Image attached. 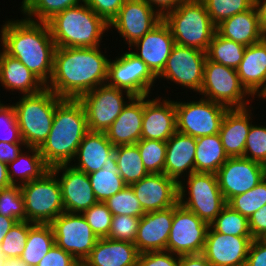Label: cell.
I'll return each instance as SVG.
<instances>
[{"instance_id": "obj_1", "label": "cell", "mask_w": 266, "mask_h": 266, "mask_svg": "<svg viewBox=\"0 0 266 266\" xmlns=\"http://www.w3.org/2000/svg\"><path fill=\"white\" fill-rule=\"evenodd\" d=\"M98 47H56L53 72L47 84L61 98L78 99L107 82L110 59Z\"/></svg>"}, {"instance_id": "obj_2", "label": "cell", "mask_w": 266, "mask_h": 266, "mask_svg": "<svg viewBox=\"0 0 266 266\" xmlns=\"http://www.w3.org/2000/svg\"><path fill=\"white\" fill-rule=\"evenodd\" d=\"M13 20L9 19L1 25L0 42L4 51L23 63L47 86L51 80L56 50L48 23L24 16Z\"/></svg>"}, {"instance_id": "obj_3", "label": "cell", "mask_w": 266, "mask_h": 266, "mask_svg": "<svg viewBox=\"0 0 266 266\" xmlns=\"http://www.w3.org/2000/svg\"><path fill=\"white\" fill-rule=\"evenodd\" d=\"M88 131L82 103L78 99L63 98L56 105L51 131L39 148L44 162L50 168L70 164Z\"/></svg>"}, {"instance_id": "obj_4", "label": "cell", "mask_w": 266, "mask_h": 266, "mask_svg": "<svg viewBox=\"0 0 266 266\" xmlns=\"http://www.w3.org/2000/svg\"><path fill=\"white\" fill-rule=\"evenodd\" d=\"M56 47L88 48L101 46L109 24L85 2L65 9L48 22Z\"/></svg>"}, {"instance_id": "obj_5", "label": "cell", "mask_w": 266, "mask_h": 266, "mask_svg": "<svg viewBox=\"0 0 266 266\" xmlns=\"http://www.w3.org/2000/svg\"><path fill=\"white\" fill-rule=\"evenodd\" d=\"M13 106L20 135L27 147L40 148L51 131L56 105L63 99L47 87L22 95Z\"/></svg>"}, {"instance_id": "obj_6", "label": "cell", "mask_w": 266, "mask_h": 266, "mask_svg": "<svg viewBox=\"0 0 266 266\" xmlns=\"http://www.w3.org/2000/svg\"><path fill=\"white\" fill-rule=\"evenodd\" d=\"M162 19L169 27L175 44L203 52L207 51L217 31L201 0H184Z\"/></svg>"}, {"instance_id": "obj_7", "label": "cell", "mask_w": 266, "mask_h": 266, "mask_svg": "<svg viewBox=\"0 0 266 266\" xmlns=\"http://www.w3.org/2000/svg\"><path fill=\"white\" fill-rule=\"evenodd\" d=\"M178 203L209 225L227 204L216 174L204 172H193L182 178L178 183Z\"/></svg>"}, {"instance_id": "obj_8", "label": "cell", "mask_w": 266, "mask_h": 266, "mask_svg": "<svg viewBox=\"0 0 266 266\" xmlns=\"http://www.w3.org/2000/svg\"><path fill=\"white\" fill-rule=\"evenodd\" d=\"M20 189L24 198L26 221L50 224L65 212L61 187L51 169L41 178L21 185Z\"/></svg>"}, {"instance_id": "obj_9", "label": "cell", "mask_w": 266, "mask_h": 266, "mask_svg": "<svg viewBox=\"0 0 266 266\" xmlns=\"http://www.w3.org/2000/svg\"><path fill=\"white\" fill-rule=\"evenodd\" d=\"M199 93L203 98L229 109L248 107L250 99H254L242 85L236 69L208 59L204 65L203 82Z\"/></svg>"}, {"instance_id": "obj_10", "label": "cell", "mask_w": 266, "mask_h": 266, "mask_svg": "<svg viewBox=\"0 0 266 266\" xmlns=\"http://www.w3.org/2000/svg\"><path fill=\"white\" fill-rule=\"evenodd\" d=\"M177 132L199 138L218 134L226 106L201 97L198 101H175Z\"/></svg>"}, {"instance_id": "obj_11", "label": "cell", "mask_w": 266, "mask_h": 266, "mask_svg": "<svg viewBox=\"0 0 266 266\" xmlns=\"http://www.w3.org/2000/svg\"><path fill=\"white\" fill-rule=\"evenodd\" d=\"M133 97L128 91L107 83L81 95L78 100L84 107L88 130L106 132Z\"/></svg>"}, {"instance_id": "obj_12", "label": "cell", "mask_w": 266, "mask_h": 266, "mask_svg": "<svg viewBox=\"0 0 266 266\" xmlns=\"http://www.w3.org/2000/svg\"><path fill=\"white\" fill-rule=\"evenodd\" d=\"M128 50L114 60L110 58L106 83L126 90L133 96L150 95L157 77L140 58Z\"/></svg>"}, {"instance_id": "obj_13", "label": "cell", "mask_w": 266, "mask_h": 266, "mask_svg": "<svg viewBox=\"0 0 266 266\" xmlns=\"http://www.w3.org/2000/svg\"><path fill=\"white\" fill-rule=\"evenodd\" d=\"M208 227L207 222L177 203L166 251L178 256L202 254Z\"/></svg>"}, {"instance_id": "obj_14", "label": "cell", "mask_w": 266, "mask_h": 266, "mask_svg": "<svg viewBox=\"0 0 266 266\" xmlns=\"http://www.w3.org/2000/svg\"><path fill=\"white\" fill-rule=\"evenodd\" d=\"M206 59V52L175 44L157 79H166L167 82L171 81L168 82L170 84L173 82L198 94L203 82Z\"/></svg>"}, {"instance_id": "obj_15", "label": "cell", "mask_w": 266, "mask_h": 266, "mask_svg": "<svg viewBox=\"0 0 266 266\" xmlns=\"http://www.w3.org/2000/svg\"><path fill=\"white\" fill-rule=\"evenodd\" d=\"M55 244L70 253L81 264L99 239L82 213L63 212L51 223Z\"/></svg>"}, {"instance_id": "obj_16", "label": "cell", "mask_w": 266, "mask_h": 266, "mask_svg": "<svg viewBox=\"0 0 266 266\" xmlns=\"http://www.w3.org/2000/svg\"><path fill=\"white\" fill-rule=\"evenodd\" d=\"M226 202L243 194L266 177V166L243 157L228 158L215 173Z\"/></svg>"}, {"instance_id": "obj_17", "label": "cell", "mask_w": 266, "mask_h": 266, "mask_svg": "<svg viewBox=\"0 0 266 266\" xmlns=\"http://www.w3.org/2000/svg\"><path fill=\"white\" fill-rule=\"evenodd\" d=\"M161 20L162 17L144 0H125L109 29L115 28L130 47Z\"/></svg>"}, {"instance_id": "obj_18", "label": "cell", "mask_w": 266, "mask_h": 266, "mask_svg": "<svg viewBox=\"0 0 266 266\" xmlns=\"http://www.w3.org/2000/svg\"><path fill=\"white\" fill-rule=\"evenodd\" d=\"M50 169L59 181L66 212L83 213L98 202L85 172L75 169L70 164L56 165Z\"/></svg>"}, {"instance_id": "obj_19", "label": "cell", "mask_w": 266, "mask_h": 266, "mask_svg": "<svg viewBox=\"0 0 266 266\" xmlns=\"http://www.w3.org/2000/svg\"><path fill=\"white\" fill-rule=\"evenodd\" d=\"M252 236L225 235L210 226L203 255L211 266H245Z\"/></svg>"}, {"instance_id": "obj_20", "label": "cell", "mask_w": 266, "mask_h": 266, "mask_svg": "<svg viewBox=\"0 0 266 266\" xmlns=\"http://www.w3.org/2000/svg\"><path fill=\"white\" fill-rule=\"evenodd\" d=\"M145 213L165 210L178 203V183L164 173H154L130 185Z\"/></svg>"}, {"instance_id": "obj_21", "label": "cell", "mask_w": 266, "mask_h": 266, "mask_svg": "<svg viewBox=\"0 0 266 266\" xmlns=\"http://www.w3.org/2000/svg\"><path fill=\"white\" fill-rule=\"evenodd\" d=\"M174 45L175 40L171 31L162 19L129 48L157 77L163 71ZM132 48L135 50L133 51Z\"/></svg>"}, {"instance_id": "obj_22", "label": "cell", "mask_w": 266, "mask_h": 266, "mask_svg": "<svg viewBox=\"0 0 266 266\" xmlns=\"http://www.w3.org/2000/svg\"><path fill=\"white\" fill-rule=\"evenodd\" d=\"M149 98L144 96L141 139L166 142L177 131L175 103L171 97Z\"/></svg>"}, {"instance_id": "obj_23", "label": "cell", "mask_w": 266, "mask_h": 266, "mask_svg": "<svg viewBox=\"0 0 266 266\" xmlns=\"http://www.w3.org/2000/svg\"><path fill=\"white\" fill-rule=\"evenodd\" d=\"M174 216V206L145 213L139 221L134 241L139 253L165 251Z\"/></svg>"}, {"instance_id": "obj_24", "label": "cell", "mask_w": 266, "mask_h": 266, "mask_svg": "<svg viewBox=\"0 0 266 266\" xmlns=\"http://www.w3.org/2000/svg\"><path fill=\"white\" fill-rule=\"evenodd\" d=\"M252 105L228 109L221 123L219 135L228 158L243 157L244 148L253 121Z\"/></svg>"}, {"instance_id": "obj_25", "label": "cell", "mask_w": 266, "mask_h": 266, "mask_svg": "<svg viewBox=\"0 0 266 266\" xmlns=\"http://www.w3.org/2000/svg\"><path fill=\"white\" fill-rule=\"evenodd\" d=\"M144 96H134L105 132L116 147L133 145L141 140Z\"/></svg>"}, {"instance_id": "obj_26", "label": "cell", "mask_w": 266, "mask_h": 266, "mask_svg": "<svg viewBox=\"0 0 266 266\" xmlns=\"http://www.w3.org/2000/svg\"><path fill=\"white\" fill-rule=\"evenodd\" d=\"M166 149L164 174L179 183L194 172L196 138L176 131L166 141Z\"/></svg>"}, {"instance_id": "obj_27", "label": "cell", "mask_w": 266, "mask_h": 266, "mask_svg": "<svg viewBox=\"0 0 266 266\" xmlns=\"http://www.w3.org/2000/svg\"><path fill=\"white\" fill-rule=\"evenodd\" d=\"M114 148L105 132L88 131L77 148L74 164L71 162L70 165L88 175L102 169L114 154Z\"/></svg>"}, {"instance_id": "obj_28", "label": "cell", "mask_w": 266, "mask_h": 266, "mask_svg": "<svg viewBox=\"0 0 266 266\" xmlns=\"http://www.w3.org/2000/svg\"><path fill=\"white\" fill-rule=\"evenodd\" d=\"M138 255L133 243L99 238L81 266H138Z\"/></svg>"}, {"instance_id": "obj_29", "label": "cell", "mask_w": 266, "mask_h": 266, "mask_svg": "<svg viewBox=\"0 0 266 266\" xmlns=\"http://www.w3.org/2000/svg\"><path fill=\"white\" fill-rule=\"evenodd\" d=\"M236 70L242 85L257 98L266 88V37L256 44L246 46Z\"/></svg>"}, {"instance_id": "obj_30", "label": "cell", "mask_w": 266, "mask_h": 266, "mask_svg": "<svg viewBox=\"0 0 266 266\" xmlns=\"http://www.w3.org/2000/svg\"><path fill=\"white\" fill-rule=\"evenodd\" d=\"M216 30L222 37L245 46L256 44L266 37L260 27L255 6L223 20L216 26Z\"/></svg>"}, {"instance_id": "obj_31", "label": "cell", "mask_w": 266, "mask_h": 266, "mask_svg": "<svg viewBox=\"0 0 266 266\" xmlns=\"http://www.w3.org/2000/svg\"><path fill=\"white\" fill-rule=\"evenodd\" d=\"M0 86L7 91L31 95L42 91L46 85L18 59L3 51L0 64Z\"/></svg>"}, {"instance_id": "obj_32", "label": "cell", "mask_w": 266, "mask_h": 266, "mask_svg": "<svg viewBox=\"0 0 266 266\" xmlns=\"http://www.w3.org/2000/svg\"><path fill=\"white\" fill-rule=\"evenodd\" d=\"M17 158L7 165L11 185H23L41 178L50 167L44 162L39 148L26 147Z\"/></svg>"}, {"instance_id": "obj_33", "label": "cell", "mask_w": 266, "mask_h": 266, "mask_svg": "<svg viewBox=\"0 0 266 266\" xmlns=\"http://www.w3.org/2000/svg\"><path fill=\"white\" fill-rule=\"evenodd\" d=\"M227 159L219 133L196 138L194 172L216 173Z\"/></svg>"}, {"instance_id": "obj_34", "label": "cell", "mask_w": 266, "mask_h": 266, "mask_svg": "<svg viewBox=\"0 0 266 266\" xmlns=\"http://www.w3.org/2000/svg\"><path fill=\"white\" fill-rule=\"evenodd\" d=\"M54 244L55 236L51 224L29 222L28 237L20 259L29 266H37Z\"/></svg>"}, {"instance_id": "obj_35", "label": "cell", "mask_w": 266, "mask_h": 266, "mask_svg": "<svg viewBox=\"0 0 266 266\" xmlns=\"http://www.w3.org/2000/svg\"><path fill=\"white\" fill-rule=\"evenodd\" d=\"M88 177L98 202H105L128 186L118 173L115 154L106 161L102 169L88 174Z\"/></svg>"}, {"instance_id": "obj_36", "label": "cell", "mask_w": 266, "mask_h": 266, "mask_svg": "<svg viewBox=\"0 0 266 266\" xmlns=\"http://www.w3.org/2000/svg\"><path fill=\"white\" fill-rule=\"evenodd\" d=\"M114 154L118 173L127 185L130 186L150 174L142 162L136 144L116 146Z\"/></svg>"}, {"instance_id": "obj_37", "label": "cell", "mask_w": 266, "mask_h": 266, "mask_svg": "<svg viewBox=\"0 0 266 266\" xmlns=\"http://www.w3.org/2000/svg\"><path fill=\"white\" fill-rule=\"evenodd\" d=\"M246 46L222 37L217 31L206 51L208 60L237 69L243 59Z\"/></svg>"}, {"instance_id": "obj_38", "label": "cell", "mask_w": 266, "mask_h": 266, "mask_svg": "<svg viewBox=\"0 0 266 266\" xmlns=\"http://www.w3.org/2000/svg\"><path fill=\"white\" fill-rule=\"evenodd\" d=\"M82 2L84 0H24L20 12L27 19L47 23L56 14Z\"/></svg>"}, {"instance_id": "obj_39", "label": "cell", "mask_w": 266, "mask_h": 266, "mask_svg": "<svg viewBox=\"0 0 266 266\" xmlns=\"http://www.w3.org/2000/svg\"><path fill=\"white\" fill-rule=\"evenodd\" d=\"M214 231L234 236H252L249 220L226 204L209 225Z\"/></svg>"}, {"instance_id": "obj_40", "label": "cell", "mask_w": 266, "mask_h": 266, "mask_svg": "<svg viewBox=\"0 0 266 266\" xmlns=\"http://www.w3.org/2000/svg\"><path fill=\"white\" fill-rule=\"evenodd\" d=\"M227 204L249 219L266 204V177L251 190L232 197Z\"/></svg>"}, {"instance_id": "obj_41", "label": "cell", "mask_w": 266, "mask_h": 266, "mask_svg": "<svg viewBox=\"0 0 266 266\" xmlns=\"http://www.w3.org/2000/svg\"><path fill=\"white\" fill-rule=\"evenodd\" d=\"M142 162L150 174L164 173L166 142L141 139L136 143Z\"/></svg>"}, {"instance_id": "obj_42", "label": "cell", "mask_w": 266, "mask_h": 266, "mask_svg": "<svg viewBox=\"0 0 266 266\" xmlns=\"http://www.w3.org/2000/svg\"><path fill=\"white\" fill-rule=\"evenodd\" d=\"M210 16L211 21L217 26L223 20L235 14L245 12L254 6V0H201Z\"/></svg>"}, {"instance_id": "obj_43", "label": "cell", "mask_w": 266, "mask_h": 266, "mask_svg": "<svg viewBox=\"0 0 266 266\" xmlns=\"http://www.w3.org/2000/svg\"><path fill=\"white\" fill-rule=\"evenodd\" d=\"M104 203L113 216L126 215L141 218L145 214L134 190L129 185L108 198Z\"/></svg>"}, {"instance_id": "obj_44", "label": "cell", "mask_w": 266, "mask_h": 266, "mask_svg": "<svg viewBox=\"0 0 266 266\" xmlns=\"http://www.w3.org/2000/svg\"><path fill=\"white\" fill-rule=\"evenodd\" d=\"M0 215L26 221L24 198L19 185L0 189Z\"/></svg>"}, {"instance_id": "obj_45", "label": "cell", "mask_w": 266, "mask_h": 266, "mask_svg": "<svg viewBox=\"0 0 266 266\" xmlns=\"http://www.w3.org/2000/svg\"><path fill=\"white\" fill-rule=\"evenodd\" d=\"M28 231V221H18L12 226L0 245V251L5 258H20L26 245Z\"/></svg>"}, {"instance_id": "obj_46", "label": "cell", "mask_w": 266, "mask_h": 266, "mask_svg": "<svg viewBox=\"0 0 266 266\" xmlns=\"http://www.w3.org/2000/svg\"><path fill=\"white\" fill-rule=\"evenodd\" d=\"M243 158L266 166V126L251 124L248 132Z\"/></svg>"}, {"instance_id": "obj_47", "label": "cell", "mask_w": 266, "mask_h": 266, "mask_svg": "<svg viewBox=\"0 0 266 266\" xmlns=\"http://www.w3.org/2000/svg\"><path fill=\"white\" fill-rule=\"evenodd\" d=\"M82 214L98 238L108 237L113 215L104 202H97Z\"/></svg>"}, {"instance_id": "obj_48", "label": "cell", "mask_w": 266, "mask_h": 266, "mask_svg": "<svg viewBox=\"0 0 266 266\" xmlns=\"http://www.w3.org/2000/svg\"><path fill=\"white\" fill-rule=\"evenodd\" d=\"M140 217L115 215L112 216L110 232L107 238L126 241L134 244Z\"/></svg>"}, {"instance_id": "obj_49", "label": "cell", "mask_w": 266, "mask_h": 266, "mask_svg": "<svg viewBox=\"0 0 266 266\" xmlns=\"http://www.w3.org/2000/svg\"><path fill=\"white\" fill-rule=\"evenodd\" d=\"M10 103L0 100V142L24 143L17 125L15 112Z\"/></svg>"}, {"instance_id": "obj_50", "label": "cell", "mask_w": 266, "mask_h": 266, "mask_svg": "<svg viewBox=\"0 0 266 266\" xmlns=\"http://www.w3.org/2000/svg\"><path fill=\"white\" fill-rule=\"evenodd\" d=\"M138 266H179V256L169 251H148L138 255Z\"/></svg>"}, {"instance_id": "obj_51", "label": "cell", "mask_w": 266, "mask_h": 266, "mask_svg": "<svg viewBox=\"0 0 266 266\" xmlns=\"http://www.w3.org/2000/svg\"><path fill=\"white\" fill-rule=\"evenodd\" d=\"M84 2L108 24L117 16L125 0H84Z\"/></svg>"}, {"instance_id": "obj_52", "label": "cell", "mask_w": 266, "mask_h": 266, "mask_svg": "<svg viewBox=\"0 0 266 266\" xmlns=\"http://www.w3.org/2000/svg\"><path fill=\"white\" fill-rule=\"evenodd\" d=\"M37 266H81L70 253L54 244Z\"/></svg>"}, {"instance_id": "obj_53", "label": "cell", "mask_w": 266, "mask_h": 266, "mask_svg": "<svg viewBox=\"0 0 266 266\" xmlns=\"http://www.w3.org/2000/svg\"><path fill=\"white\" fill-rule=\"evenodd\" d=\"M245 266H266V239H253Z\"/></svg>"}, {"instance_id": "obj_54", "label": "cell", "mask_w": 266, "mask_h": 266, "mask_svg": "<svg viewBox=\"0 0 266 266\" xmlns=\"http://www.w3.org/2000/svg\"><path fill=\"white\" fill-rule=\"evenodd\" d=\"M249 220V229L253 239L266 237V204L252 214Z\"/></svg>"}, {"instance_id": "obj_55", "label": "cell", "mask_w": 266, "mask_h": 266, "mask_svg": "<svg viewBox=\"0 0 266 266\" xmlns=\"http://www.w3.org/2000/svg\"><path fill=\"white\" fill-rule=\"evenodd\" d=\"M23 147H27L25 143L0 142V161L7 165L13 162L21 151L24 150Z\"/></svg>"}, {"instance_id": "obj_56", "label": "cell", "mask_w": 266, "mask_h": 266, "mask_svg": "<svg viewBox=\"0 0 266 266\" xmlns=\"http://www.w3.org/2000/svg\"><path fill=\"white\" fill-rule=\"evenodd\" d=\"M148 3L161 17L168 12L176 9L184 0H144Z\"/></svg>"}, {"instance_id": "obj_57", "label": "cell", "mask_w": 266, "mask_h": 266, "mask_svg": "<svg viewBox=\"0 0 266 266\" xmlns=\"http://www.w3.org/2000/svg\"><path fill=\"white\" fill-rule=\"evenodd\" d=\"M179 266H211L203 254L179 256Z\"/></svg>"}, {"instance_id": "obj_58", "label": "cell", "mask_w": 266, "mask_h": 266, "mask_svg": "<svg viewBox=\"0 0 266 266\" xmlns=\"http://www.w3.org/2000/svg\"><path fill=\"white\" fill-rule=\"evenodd\" d=\"M254 6L258 14L260 27L266 33V0H254Z\"/></svg>"}, {"instance_id": "obj_59", "label": "cell", "mask_w": 266, "mask_h": 266, "mask_svg": "<svg viewBox=\"0 0 266 266\" xmlns=\"http://www.w3.org/2000/svg\"><path fill=\"white\" fill-rule=\"evenodd\" d=\"M16 222L18 221L14 218H9L7 216L0 215V245L5 235L8 233V231L12 228V226Z\"/></svg>"}, {"instance_id": "obj_60", "label": "cell", "mask_w": 266, "mask_h": 266, "mask_svg": "<svg viewBox=\"0 0 266 266\" xmlns=\"http://www.w3.org/2000/svg\"><path fill=\"white\" fill-rule=\"evenodd\" d=\"M11 186L7 164L0 161V189Z\"/></svg>"}, {"instance_id": "obj_61", "label": "cell", "mask_w": 266, "mask_h": 266, "mask_svg": "<svg viewBox=\"0 0 266 266\" xmlns=\"http://www.w3.org/2000/svg\"><path fill=\"white\" fill-rule=\"evenodd\" d=\"M4 266H29V265L24 261H22L20 258H7Z\"/></svg>"}, {"instance_id": "obj_62", "label": "cell", "mask_w": 266, "mask_h": 266, "mask_svg": "<svg viewBox=\"0 0 266 266\" xmlns=\"http://www.w3.org/2000/svg\"><path fill=\"white\" fill-rule=\"evenodd\" d=\"M6 260L7 258H5L2 252L0 251V266H4Z\"/></svg>"}, {"instance_id": "obj_63", "label": "cell", "mask_w": 266, "mask_h": 266, "mask_svg": "<svg viewBox=\"0 0 266 266\" xmlns=\"http://www.w3.org/2000/svg\"><path fill=\"white\" fill-rule=\"evenodd\" d=\"M261 100L263 98L266 101V88L257 96Z\"/></svg>"}, {"instance_id": "obj_64", "label": "cell", "mask_w": 266, "mask_h": 266, "mask_svg": "<svg viewBox=\"0 0 266 266\" xmlns=\"http://www.w3.org/2000/svg\"><path fill=\"white\" fill-rule=\"evenodd\" d=\"M1 46H2V49L0 50V64H1L2 54H3V51H4L2 42H1Z\"/></svg>"}]
</instances>
